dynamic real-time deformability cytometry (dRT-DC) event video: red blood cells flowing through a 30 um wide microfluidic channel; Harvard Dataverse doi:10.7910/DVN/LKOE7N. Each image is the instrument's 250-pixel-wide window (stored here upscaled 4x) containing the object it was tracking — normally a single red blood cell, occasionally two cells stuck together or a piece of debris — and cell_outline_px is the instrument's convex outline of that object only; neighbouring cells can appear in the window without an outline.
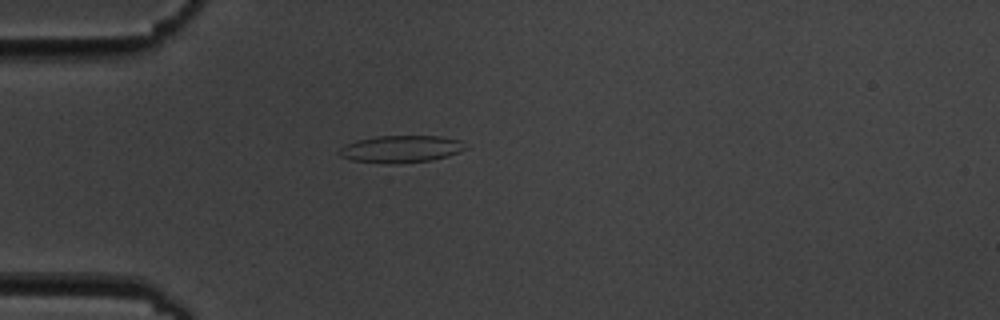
{"species": "common noctule bat (a hibernating species)", "species_latin": "Nyctalus noctula", "temperature_condition": "cold", "stored_images_in_passage": 3, "camera_frame_rate_fps": 3000, "um_per_image_px": 0.085, "animal": {"sex": "male", "body_mass_g": 19.5, "forearm_length_mm": 54.6}, "frame": {"image": 1, "passage_image": 2, "time_ms": 1.333, "image_size_px": [1000, 320], "cell_outline_px": [[468, 148], [460, 152], [448, 156], [432, 160], [392, 164], [388, 164], [352, 160], [340, 156], [336, 152], [344, 144], [356, 140], [376, 136], [440, 136], [460, 140]], "centroid_in_image_um": [34.06, 12.66], "position_along_channel_um": 50.9, "area_um2": 20.17}}